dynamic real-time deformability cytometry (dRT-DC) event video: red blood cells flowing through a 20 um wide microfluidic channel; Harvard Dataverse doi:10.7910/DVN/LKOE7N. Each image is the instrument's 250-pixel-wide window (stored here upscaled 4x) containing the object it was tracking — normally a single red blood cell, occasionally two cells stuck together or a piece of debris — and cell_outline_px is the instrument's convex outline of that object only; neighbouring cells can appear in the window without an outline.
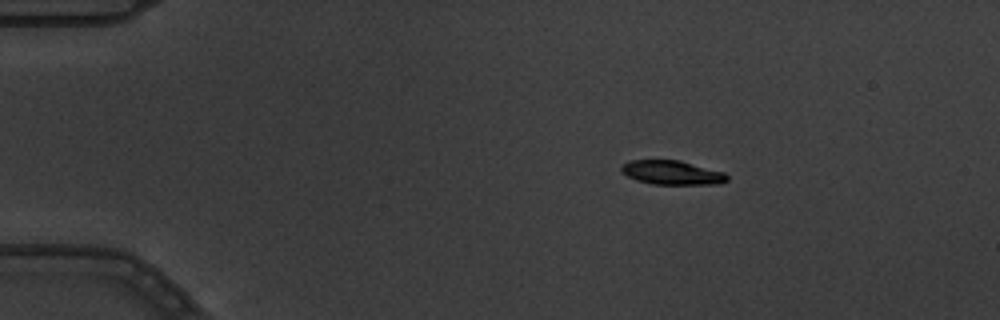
{"species": "common noctule bat (a hibernating species)", "species_latin": "Nyctalus noctula", "temperature_condition": "warm", "stored_images_in_passage": 4, "camera_frame_rate_fps": 3000, "um_per_image_px": 0.085, "animal": {"sex": "male", "body_mass_g": 19.5, "forearm_length_mm": 54.6}, "frame": {"image": 1, "passage_image": 2, "time_ms": 0.333, "image_size_px": [1000, 320], "cell_outline_px": [[728, 180], [720, 184], [652, 184], [636, 180], [620, 172], [620, 168], [628, 160], [680, 160], [724, 172], [728, 176]], "centroid_in_image_um": [57.11, 14.67], "position_along_channel_um": 27.9, "area_um2": 14.91}}